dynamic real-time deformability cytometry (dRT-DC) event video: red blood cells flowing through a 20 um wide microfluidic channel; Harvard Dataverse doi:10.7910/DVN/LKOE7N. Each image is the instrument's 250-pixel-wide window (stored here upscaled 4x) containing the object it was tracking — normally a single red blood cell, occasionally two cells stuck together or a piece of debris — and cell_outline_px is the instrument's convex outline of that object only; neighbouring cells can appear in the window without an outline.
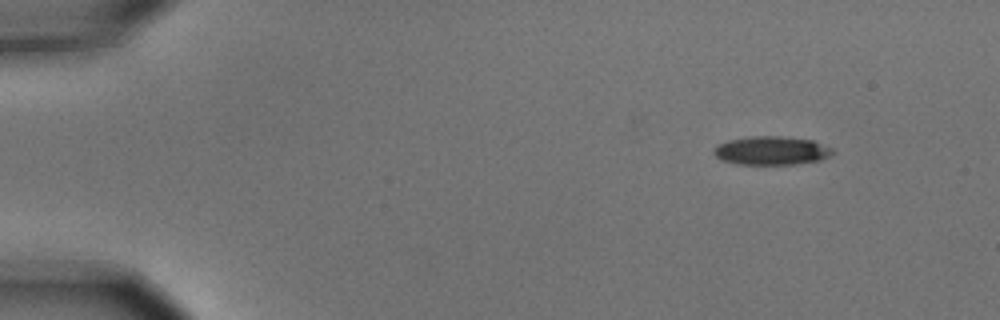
{"species": "common noctule bat (a hibernating species)", "species_latin": "Nyctalus noctula", "temperature_condition": "cold", "stored_images_in_passage": 3, "camera_frame_rate_fps": 3000, "um_per_image_px": 0.085, "animal": {"sex": "male", "body_mass_g": 15.6}, "frame": {"image": 1, "passage_image": 1, "time_ms": 0.0, "image_size_px": [1000, 320], "cell_outline_px": [[836, 152], [820, 160], [796, 164], [736, 164], [724, 160], [716, 156], [712, 152], [712, 148], [716, 144], [728, 140], [752, 136], [780, 136], [812, 140], [832, 148]], "centroid_in_image_um": [65.55, 12.8], "position_along_channel_um": 19.5, "area_um2": 19.83}}